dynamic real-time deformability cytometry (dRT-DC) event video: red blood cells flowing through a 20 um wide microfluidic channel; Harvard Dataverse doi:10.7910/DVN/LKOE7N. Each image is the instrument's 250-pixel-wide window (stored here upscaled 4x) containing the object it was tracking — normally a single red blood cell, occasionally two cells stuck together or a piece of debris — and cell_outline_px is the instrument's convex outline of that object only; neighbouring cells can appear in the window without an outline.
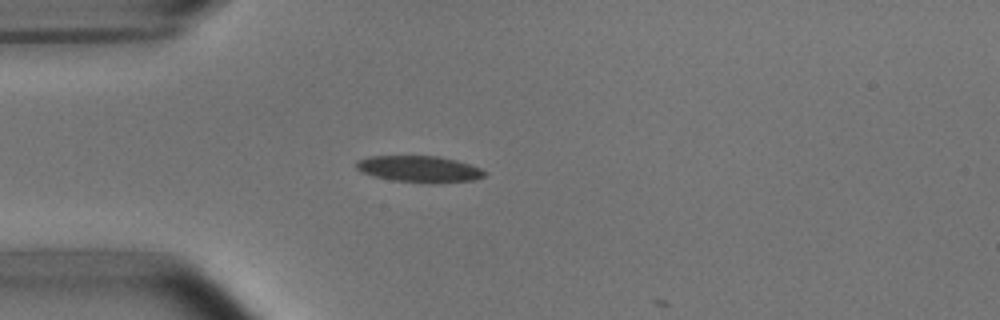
{"species": "common noctule bat (a hibernating species)", "species_latin": "Nyctalus noctula", "temperature_condition": "room temperature", "stored_images_in_passage": 1, "camera_frame_rate_fps": 3000, "um_per_image_px": 0.085, "animal": {"sex": "male", "body_mass_g": 15.6}, "frame": {"image": 1, "passage_image": 1, "time_ms": 0.0, "image_size_px": [1000, 320], "cell_outline_px": [[488, 172], [484, 176], [472, 180], [392, 180], [372, 176], [360, 172], [356, 168], [356, 160], [368, 156], [436, 156], [456, 160], [480, 168]], "centroid_in_image_um": [35.53, 14.31], "position_along_channel_um": 49.5, "area_um2": 18.79}}